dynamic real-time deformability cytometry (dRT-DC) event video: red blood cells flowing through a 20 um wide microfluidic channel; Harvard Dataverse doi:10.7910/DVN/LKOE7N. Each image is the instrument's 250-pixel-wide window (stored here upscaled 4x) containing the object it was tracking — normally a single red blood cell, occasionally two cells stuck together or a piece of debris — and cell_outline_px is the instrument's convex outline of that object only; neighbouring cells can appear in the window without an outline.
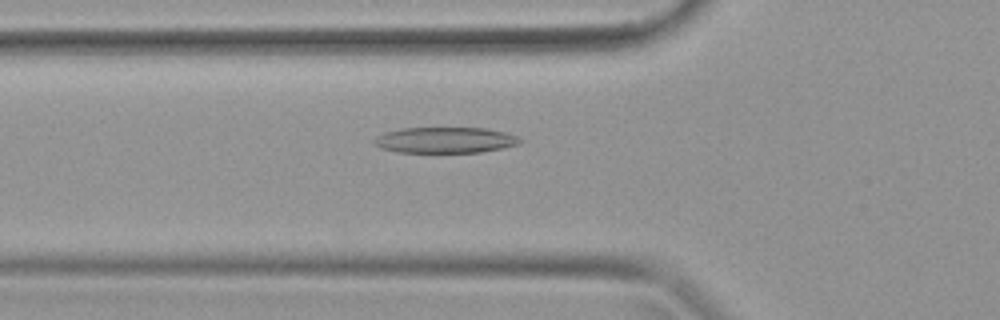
{"species": "common noctule bat (a hibernating species)", "species_latin": "Nyctalus noctula", "temperature_condition": "warm", "stored_images_in_passage": 39, "camera_frame_rate_fps": 3000, "um_per_image_px": 0.085, "animal": {"sex": "female", "body_mass_g": 19.9}, "frame": {"image": 1, "passage_image": 14, "time_ms": 4.333, "image_size_px": [1000, 320], "cell_outline_px": [[520, 144], [504, 148], [480, 152], [396, 152], [380, 148], [372, 144], [372, 140], [376, 136], [384, 132], [400, 128], [484, 128], [504, 132], [516, 136], [520, 140]], "centroid_in_image_um": [37.77, 11.91], "position_along_channel_um": 88.0, "area_um2": 22.08}}
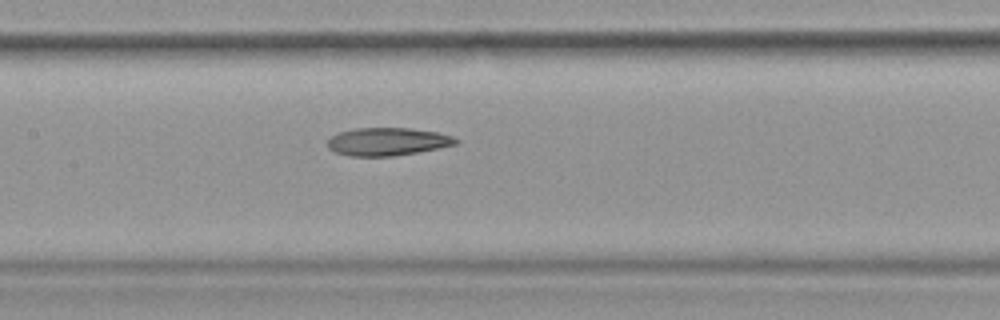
{"frame": {"image": 2, "passage_image": 19, "time_ms": 6.0, "image_size_px": [1000, 320], "cell_outline_px": [[460, 140], [456, 144], [440, 148], [392, 156], [348, 156], [336, 152], [328, 148], [328, 140], [332, 136], [340, 132], [356, 128], [408, 128], [436, 132], [452, 136]], "centroid_in_image_um": [32.94, 12.04], "position_along_channel_um": 174.5, "area_um2": 20.69}}
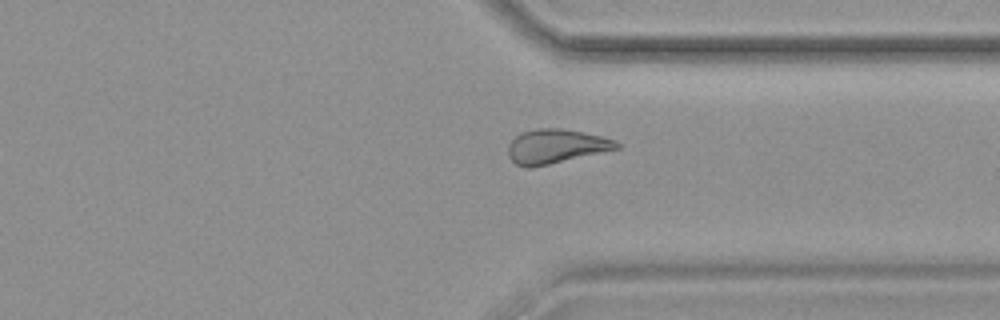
{"frame": {"image": 3, "passage_image": 30, "time_ms": 9.667, "image_size_px": [1000, 320], "cell_outline_px": [[620, 148], [532, 168], [528, 168], [516, 164], [508, 156], [508, 144], [520, 132], [536, 128], [560, 128], [584, 132], [616, 140], [620, 144]], "centroid_in_image_um": [47.23, 12.43], "position_along_channel_um": 364.2, "area_um2": 21.68}}